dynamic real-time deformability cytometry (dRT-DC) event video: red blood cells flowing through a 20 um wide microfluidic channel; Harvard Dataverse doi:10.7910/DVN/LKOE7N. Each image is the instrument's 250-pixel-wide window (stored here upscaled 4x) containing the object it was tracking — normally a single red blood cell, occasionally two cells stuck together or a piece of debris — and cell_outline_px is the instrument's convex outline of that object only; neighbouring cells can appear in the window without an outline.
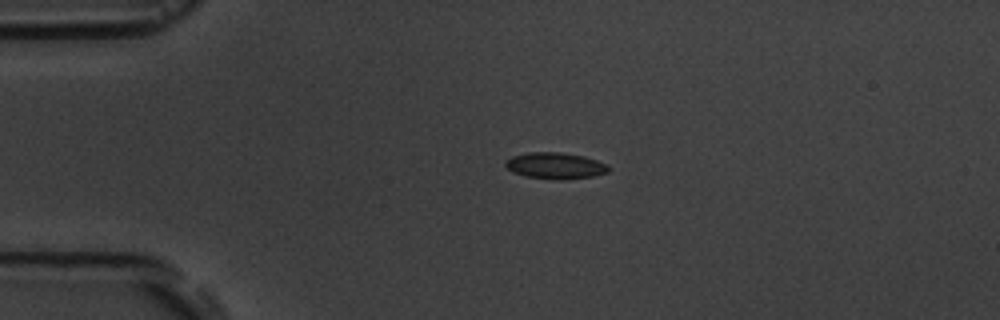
{"species": "common noctule bat (a hibernating species)", "species_latin": "Nyctalus noctula", "temperature_condition": "room temperature", "stored_images_in_passage": 4, "camera_frame_rate_fps": 3000, "um_per_image_px": 0.085, "animal": {"sex": "male", "body_mass_g": 19.5, "forearm_length_mm": 54.6}, "frame": {"image": 1, "passage_image": 3, "time_ms": 2.333, "image_size_px": [1000, 320], "cell_outline_px": [[612, 168], [608, 172], [592, 176], [564, 180], [556, 180], [524, 176], [512, 172], [504, 164], [504, 160], [512, 156], [528, 152], [560, 152], [584, 156], [608, 164]], "centroid_in_image_um": [47.2, 14.08], "position_along_channel_um": 37.8, "area_um2": 16.07}}